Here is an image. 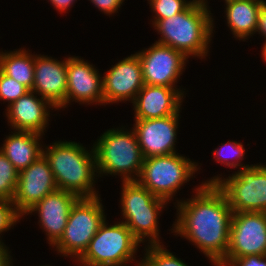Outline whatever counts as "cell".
I'll return each mask as SVG.
<instances>
[{
    "label": "cell",
    "instance_id": "7c38bea8",
    "mask_svg": "<svg viewBox=\"0 0 266 266\" xmlns=\"http://www.w3.org/2000/svg\"><path fill=\"white\" fill-rule=\"evenodd\" d=\"M104 104L133 101L143 88L142 65L137 54L117 62L102 77Z\"/></svg>",
    "mask_w": 266,
    "mask_h": 266
},
{
    "label": "cell",
    "instance_id": "4316f807",
    "mask_svg": "<svg viewBox=\"0 0 266 266\" xmlns=\"http://www.w3.org/2000/svg\"><path fill=\"white\" fill-rule=\"evenodd\" d=\"M148 2L156 14L153 20H162L186 10L194 0H148Z\"/></svg>",
    "mask_w": 266,
    "mask_h": 266
},
{
    "label": "cell",
    "instance_id": "5b68a950",
    "mask_svg": "<svg viewBox=\"0 0 266 266\" xmlns=\"http://www.w3.org/2000/svg\"><path fill=\"white\" fill-rule=\"evenodd\" d=\"M105 221L90 240L84 254L77 260L83 266H125L135 261L140 242L123 222L108 225ZM82 263V264H81Z\"/></svg>",
    "mask_w": 266,
    "mask_h": 266
},
{
    "label": "cell",
    "instance_id": "ac0fdd59",
    "mask_svg": "<svg viewBox=\"0 0 266 266\" xmlns=\"http://www.w3.org/2000/svg\"><path fill=\"white\" fill-rule=\"evenodd\" d=\"M30 90L18 100L8 105L6 115L12 129L29 131L43 135L48 126L49 108H55L49 101L38 97Z\"/></svg>",
    "mask_w": 266,
    "mask_h": 266
},
{
    "label": "cell",
    "instance_id": "83f0119b",
    "mask_svg": "<svg viewBox=\"0 0 266 266\" xmlns=\"http://www.w3.org/2000/svg\"><path fill=\"white\" fill-rule=\"evenodd\" d=\"M29 91L26 86L0 71V99L10 105Z\"/></svg>",
    "mask_w": 266,
    "mask_h": 266
},
{
    "label": "cell",
    "instance_id": "ffe728a7",
    "mask_svg": "<svg viewBox=\"0 0 266 266\" xmlns=\"http://www.w3.org/2000/svg\"><path fill=\"white\" fill-rule=\"evenodd\" d=\"M264 0H234L226 4V19L235 38L248 39L256 33L260 7Z\"/></svg>",
    "mask_w": 266,
    "mask_h": 266
},
{
    "label": "cell",
    "instance_id": "e0dca14e",
    "mask_svg": "<svg viewBox=\"0 0 266 266\" xmlns=\"http://www.w3.org/2000/svg\"><path fill=\"white\" fill-rule=\"evenodd\" d=\"M183 95L184 91L177 88L145 84L133 101L135 120L179 114Z\"/></svg>",
    "mask_w": 266,
    "mask_h": 266
},
{
    "label": "cell",
    "instance_id": "3957f363",
    "mask_svg": "<svg viewBox=\"0 0 266 266\" xmlns=\"http://www.w3.org/2000/svg\"><path fill=\"white\" fill-rule=\"evenodd\" d=\"M85 148L77 142L60 140L46 146L45 151L43 149L57 188L79 198L98 196L94 189V179L97 177L95 151L92 148L89 152Z\"/></svg>",
    "mask_w": 266,
    "mask_h": 266
},
{
    "label": "cell",
    "instance_id": "e575fe53",
    "mask_svg": "<svg viewBox=\"0 0 266 266\" xmlns=\"http://www.w3.org/2000/svg\"><path fill=\"white\" fill-rule=\"evenodd\" d=\"M225 1V3H227V2H229V1H234V0H224Z\"/></svg>",
    "mask_w": 266,
    "mask_h": 266
},
{
    "label": "cell",
    "instance_id": "5bb4252c",
    "mask_svg": "<svg viewBox=\"0 0 266 266\" xmlns=\"http://www.w3.org/2000/svg\"><path fill=\"white\" fill-rule=\"evenodd\" d=\"M66 71V102L60 109L67 107L72 99L81 104L104 105L102 77L93 65L82 58L79 59L78 56L68 57L66 58Z\"/></svg>",
    "mask_w": 266,
    "mask_h": 266
},
{
    "label": "cell",
    "instance_id": "8992f818",
    "mask_svg": "<svg viewBox=\"0 0 266 266\" xmlns=\"http://www.w3.org/2000/svg\"><path fill=\"white\" fill-rule=\"evenodd\" d=\"M203 184H216L233 213H266V165L254 164L240 169L227 179L217 175Z\"/></svg>",
    "mask_w": 266,
    "mask_h": 266
},
{
    "label": "cell",
    "instance_id": "52a82bcc",
    "mask_svg": "<svg viewBox=\"0 0 266 266\" xmlns=\"http://www.w3.org/2000/svg\"><path fill=\"white\" fill-rule=\"evenodd\" d=\"M198 164L178 153L144 159L138 182L167 202L198 171Z\"/></svg>",
    "mask_w": 266,
    "mask_h": 266
},
{
    "label": "cell",
    "instance_id": "6da1fadb",
    "mask_svg": "<svg viewBox=\"0 0 266 266\" xmlns=\"http://www.w3.org/2000/svg\"><path fill=\"white\" fill-rule=\"evenodd\" d=\"M191 199L177 200L174 233L191 241L218 266L226 257L233 211L216 184H201Z\"/></svg>",
    "mask_w": 266,
    "mask_h": 266
},
{
    "label": "cell",
    "instance_id": "2e32d148",
    "mask_svg": "<svg viewBox=\"0 0 266 266\" xmlns=\"http://www.w3.org/2000/svg\"><path fill=\"white\" fill-rule=\"evenodd\" d=\"M32 91L49 101L58 110L66 102V59L61 62L52 57L35 55Z\"/></svg>",
    "mask_w": 266,
    "mask_h": 266
},
{
    "label": "cell",
    "instance_id": "ba28073f",
    "mask_svg": "<svg viewBox=\"0 0 266 266\" xmlns=\"http://www.w3.org/2000/svg\"><path fill=\"white\" fill-rule=\"evenodd\" d=\"M99 196L79 198L71 208L68 222L60 240L54 245L63 256L78 260L87 250L90 240L105 221Z\"/></svg>",
    "mask_w": 266,
    "mask_h": 266
},
{
    "label": "cell",
    "instance_id": "4fadbf2b",
    "mask_svg": "<svg viewBox=\"0 0 266 266\" xmlns=\"http://www.w3.org/2000/svg\"><path fill=\"white\" fill-rule=\"evenodd\" d=\"M179 114L163 118L135 120L133 130L144 159L176 153V129Z\"/></svg>",
    "mask_w": 266,
    "mask_h": 266
},
{
    "label": "cell",
    "instance_id": "d6a6232c",
    "mask_svg": "<svg viewBox=\"0 0 266 266\" xmlns=\"http://www.w3.org/2000/svg\"><path fill=\"white\" fill-rule=\"evenodd\" d=\"M8 248L0 240V266H13L11 263L12 257L9 255ZM11 264V265H10Z\"/></svg>",
    "mask_w": 266,
    "mask_h": 266
},
{
    "label": "cell",
    "instance_id": "277c9868",
    "mask_svg": "<svg viewBox=\"0 0 266 266\" xmlns=\"http://www.w3.org/2000/svg\"><path fill=\"white\" fill-rule=\"evenodd\" d=\"M93 145L98 177L106 173L121 175L123 181L138 180L144 157L134 130H107Z\"/></svg>",
    "mask_w": 266,
    "mask_h": 266
},
{
    "label": "cell",
    "instance_id": "7402d4cb",
    "mask_svg": "<svg viewBox=\"0 0 266 266\" xmlns=\"http://www.w3.org/2000/svg\"><path fill=\"white\" fill-rule=\"evenodd\" d=\"M35 55L25 49L0 52V71L32 90L34 84Z\"/></svg>",
    "mask_w": 266,
    "mask_h": 266
},
{
    "label": "cell",
    "instance_id": "f546056e",
    "mask_svg": "<svg viewBox=\"0 0 266 266\" xmlns=\"http://www.w3.org/2000/svg\"><path fill=\"white\" fill-rule=\"evenodd\" d=\"M218 266H266V255H251L238 258L233 264H219Z\"/></svg>",
    "mask_w": 266,
    "mask_h": 266
},
{
    "label": "cell",
    "instance_id": "d6986e66",
    "mask_svg": "<svg viewBox=\"0 0 266 266\" xmlns=\"http://www.w3.org/2000/svg\"><path fill=\"white\" fill-rule=\"evenodd\" d=\"M4 140L0 151L20 172L43 155L40 144L41 134L29 131H13Z\"/></svg>",
    "mask_w": 266,
    "mask_h": 266
},
{
    "label": "cell",
    "instance_id": "836d02e7",
    "mask_svg": "<svg viewBox=\"0 0 266 266\" xmlns=\"http://www.w3.org/2000/svg\"><path fill=\"white\" fill-rule=\"evenodd\" d=\"M76 0H50L51 4L61 13L71 8Z\"/></svg>",
    "mask_w": 266,
    "mask_h": 266
},
{
    "label": "cell",
    "instance_id": "f1b7e54d",
    "mask_svg": "<svg viewBox=\"0 0 266 266\" xmlns=\"http://www.w3.org/2000/svg\"><path fill=\"white\" fill-rule=\"evenodd\" d=\"M21 217L13 201L0 199V234L9 230L16 222H20L19 219H21Z\"/></svg>",
    "mask_w": 266,
    "mask_h": 266
},
{
    "label": "cell",
    "instance_id": "9c48e42d",
    "mask_svg": "<svg viewBox=\"0 0 266 266\" xmlns=\"http://www.w3.org/2000/svg\"><path fill=\"white\" fill-rule=\"evenodd\" d=\"M251 255H266V213H233L226 257L220 264Z\"/></svg>",
    "mask_w": 266,
    "mask_h": 266
},
{
    "label": "cell",
    "instance_id": "8fae6325",
    "mask_svg": "<svg viewBox=\"0 0 266 266\" xmlns=\"http://www.w3.org/2000/svg\"><path fill=\"white\" fill-rule=\"evenodd\" d=\"M57 189L49 162L44 155H41L19 172L13 197L14 206L17 212L24 216L36 203Z\"/></svg>",
    "mask_w": 266,
    "mask_h": 266
},
{
    "label": "cell",
    "instance_id": "d4e9b609",
    "mask_svg": "<svg viewBox=\"0 0 266 266\" xmlns=\"http://www.w3.org/2000/svg\"><path fill=\"white\" fill-rule=\"evenodd\" d=\"M19 171L0 151V199L13 201Z\"/></svg>",
    "mask_w": 266,
    "mask_h": 266
},
{
    "label": "cell",
    "instance_id": "1f68e13d",
    "mask_svg": "<svg viewBox=\"0 0 266 266\" xmlns=\"http://www.w3.org/2000/svg\"><path fill=\"white\" fill-rule=\"evenodd\" d=\"M256 32L266 38V1H264L260 7ZM263 46L262 57L266 55V41Z\"/></svg>",
    "mask_w": 266,
    "mask_h": 266
},
{
    "label": "cell",
    "instance_id": "4dcf8cb0",
    "mask_svg": "<svg viewBox=\"0 0 266 266\" xmlns=\"http://www.w3.org/2000/svg\"><path fill=\"white\" fill-rule=\"evenodd\" d=\"M104 14L111 15L116 13L124 0H90Z\"/></svg>",
    "mask_w": 266,
    "mask_h": 266
},
{
    "label": "cell",
    "instance_id": "484cf974",
    "mask_svg": "<svg viewBox=\"0 0 266 266\" xmlns=\"http://www.w3.org/2000/svg\"><path fill=\"white\" fill-rule=\"evenodd\" d=\"M244 145L241 144V142L237 143L236 141H228L225 144L223 143L220 148L218 147L216 150L213 151L212 155H215L214 158L215 161L218 163L224 164L227 167H233L237 168V166H240L239 169L247 168L252 165H243L241 164V160L244 159V154H245V148H243ZM226 152L230 153L228 154L229 156L231 155L232 159L228 156H224ZM224 153V154H223ZM230 160V161H229ZM236 160V161H235ZM237 162V163H236Z\"/></svg>",
    "mask_w": 266,
    "mask_h": 266
},
{
    "label": "cell",
    "instance_id": "9a60e30c",
    "mask_svg": "<svg viewBox=\"0 0 266 266\" xmlns=\"http://www.w3.org/2000/svg\"><path fill=\"white\" fill-rule=\"evenodd\" d=\"M78 199L73 193L57 189L27 211V215L38 212L39 226L46 232L49 245L53 248L62 237L71 208Z\"/></svg>",
    "mask_w": 266,
    "mask_h": 266
},
{
    "label": "cell",
    "instance_id": "44dd1931",
    "mask_svg": "<svg viewBox=\"0 0 266 266\" xmlns=\"http://www.w3.org/2000/svg\"><path fill=\"white\" fill-rule=\"evenodd\" d=\"M122 182V213L162 211L168 203L166 200L154 196L138 181Z\"/></svg>",
    "mask_w": 266,
    "mask_h": 266
},
{
    "label": "cell",
    "instance_id": "7a4b0ae2",
    "mask_svg": "<svg viewBox=\"0 0 266 266\" xmlns=\"http://www.w3.org/2000/svg\"><path fill=\"white\" fill-rule=\"evenodd\" d=\"M207 0H194L184 11L169 18L152 21L161 34L156 43L170 46L187 58L207 56L213 33V18ZM190 55V56H189Z\"/></svg>",
    "mask_w": 266,
    "mask_h": 266
},
{
    "label": "cell",
    "instance_id": "603a6c76",
    "mask_svg": "<svg viewBox=\"0 0 266 266\" xmlns=\"http://www.w3.org/2000/svg\"><path fill=\"white\" fill-rule=\"evenodd\" d=\"M160 212L122 213L124 220H126L121 222L125 223L140 243H144L145 237H148L149 244H161L157 221Z\"/></svg>",
    "mask_w": 266,
    "mask_h": 266
},
{
    "label": "cell",
    "instance_id": "cb8c5ba5",
    "mask_svg": "<svg viewBox=\"0 0 266 266\" xmlns=\"http://www.w3.org/2000/svg\"><path fill=\"white\" fill-rule=\"evenodd\" d=\"M144 259L137 266H188L161 244H148Z\"/></svg>",
    "mask_w": 266,
    "mask_h": 266
},
{
    "label": "cell",
    "instance_id": "30bf717a",
    "mask_svg": "<svg viewBox=\"0 0 266 266\" xmlns=\"http://www.w3.org/2000/svg\"><path fill=\"white\" fill-rule=\"evenodd\" d=\"M136 54L142 65L144 84L176 88V83L188 59L170 46L154 43Z\"/></svg>",
    "mask_w": 266,
    "mask_h": 266
}]
</instances>
